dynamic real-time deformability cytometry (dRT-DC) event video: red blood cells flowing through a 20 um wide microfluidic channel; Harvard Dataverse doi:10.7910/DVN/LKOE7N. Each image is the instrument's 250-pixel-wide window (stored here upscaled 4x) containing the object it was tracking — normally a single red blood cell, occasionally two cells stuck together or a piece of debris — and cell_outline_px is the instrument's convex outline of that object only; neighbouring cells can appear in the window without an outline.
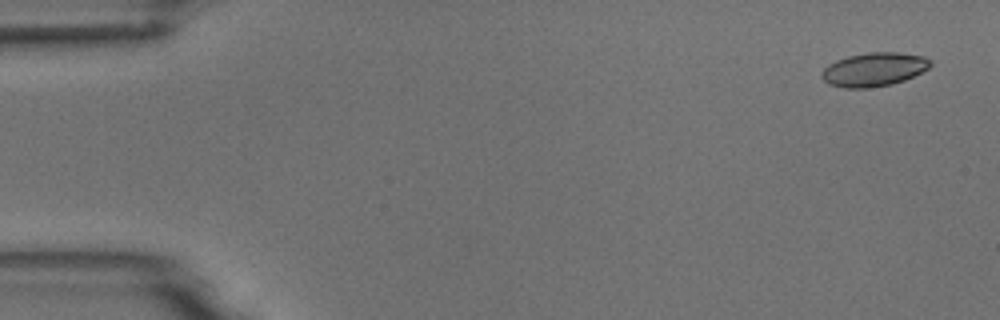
{"species": "common noctule bat (a hibernating species)", "species_latin": "Nyctalus noctula", "temperature_condition": "room temperature", "stored_images_in_passage": 5, "camera_frame_rate_fps": 3000, "um_per_image_px": 0.085, "animal": {"sex": "male", "body_mass_g": 18.8}, "frame": {"image": 1, "passage_image": 1, "time_ms": 0.0, "image_size_px": [1000, 320], "cell_outline_px": [[932, 64], [928, 68], [904, 80], [892, 84], [864, 88], [844, 88], [828, 84], [820, 76], [824, 68], [828, 64], [836, 60], [848, 56], [868, 52], [900, 52], [924, 56], [932, 60]], "centroid_in_image_um": [74.27, 5.89], "position_along_channel_um": 10.7, "area_um2": 21.39}}
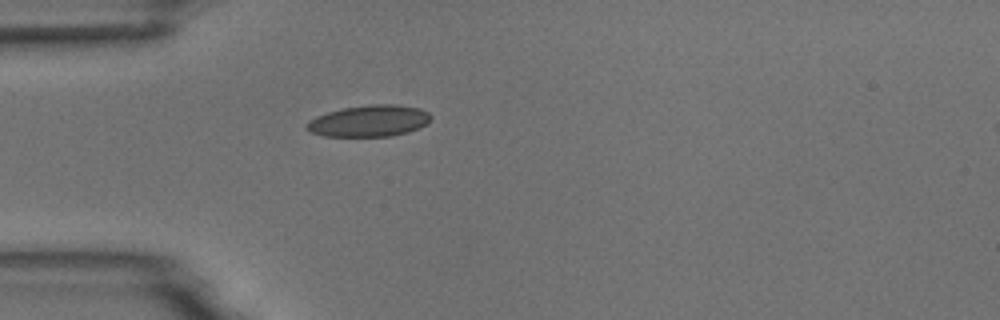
{"frame": {"image": 2, "passage_image": 5, "time_ms": 4.333, "image_size_px": [1000, 320], "cell_outline_px": [[432, 120], [428, 124], [408, 132], [392, 136], [324, 136], [312, 132], [304, 128], [304, 124], [308, 120], [316, 116], [328, 112], [344, 108], [372, 104], [392, 104], [420, 108], [428, 112], [432, 116]], "centroid_in_image_um": [31.39, 10.28], "position_along_channel_um": 53.6, "area_um2": 22.95}}